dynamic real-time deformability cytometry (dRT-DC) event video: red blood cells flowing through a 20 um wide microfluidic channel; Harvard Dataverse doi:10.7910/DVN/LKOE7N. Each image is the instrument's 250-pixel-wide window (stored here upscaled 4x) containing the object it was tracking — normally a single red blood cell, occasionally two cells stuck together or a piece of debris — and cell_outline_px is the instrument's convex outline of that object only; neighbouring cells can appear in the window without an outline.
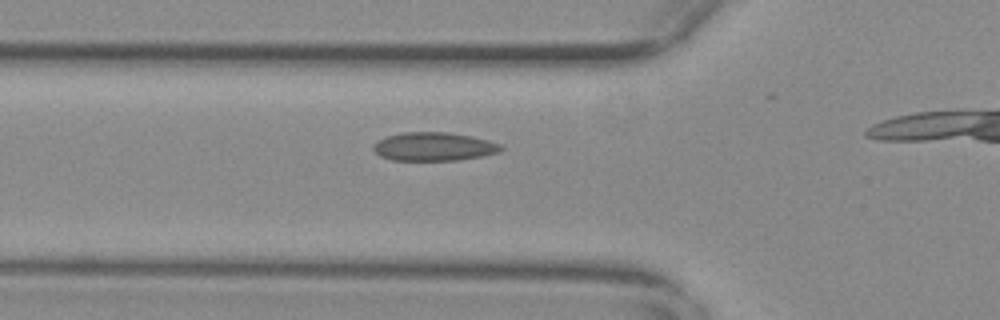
{"species": "common noctule bat (a hibernating species)", "species_latin": "Nyctalus noctula", "temperature_condition": "warm", "stored_images_in_passage": 13, "camera_frame_rate_fps": 3000, "um_per_image_px": 0.085, "animal": {"sex": "female", "body_mass_g": 29.2, "forearm_length_mm": 56.3}, "frame": {"image": 1, "passage_image": 8, "time_ms": 2.333, "image_size_px": [1000, 320], "cell_outline_px": [[504, 148], [500, 152], [484, 156], [456, 160], [392, 160], [380, 156], [372, 148], [372, 144], [388, 136], [400, 132], [448, 132], [472, 136], [488, 140], [500, 144]], "centroid_in_image_um": [36.89, 12.46], "position_along_channel_um": 88.9, "area_um2": 21.27}}
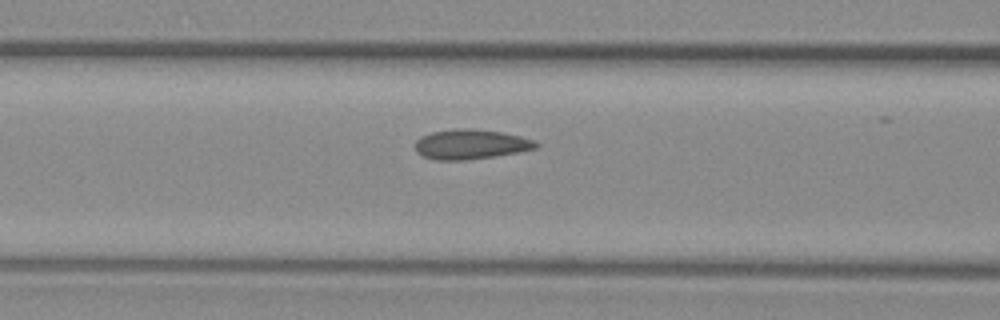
{"frame": {"image": 2, "passage_image": 11, "time_ms": 3.333, "image_size_px": [1000, 320], "cell_outline_px": [[540, 144], [536, 148], [496, 156], [468, 160], [436, 160], [424, 156], [416, 152], [412, 144], [420, 136], [432, 132], [460, 128], [468, 128], [500, 132], [520, 136], [536, 140]], "centroid_in_image_um": [39.98, 12.27], "position_along_channel_um": 126.6, "area_um2": 21.1}}